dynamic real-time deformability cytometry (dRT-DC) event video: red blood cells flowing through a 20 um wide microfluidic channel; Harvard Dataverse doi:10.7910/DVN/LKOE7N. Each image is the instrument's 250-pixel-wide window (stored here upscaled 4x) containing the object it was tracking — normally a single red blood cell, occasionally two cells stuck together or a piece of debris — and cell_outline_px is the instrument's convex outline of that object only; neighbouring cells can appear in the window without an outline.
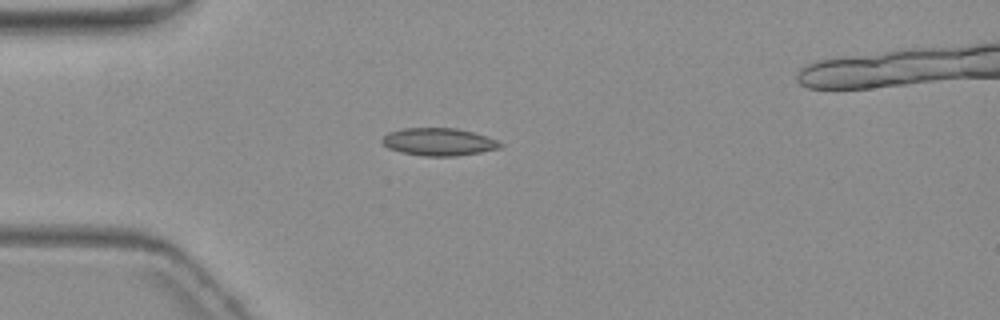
{"species": "common noctule bat (a hibernating species)", "species_latin": "Nyctalus noctula", "temperature_condition": "warm", "stored_images_in_passage": 6, "camera_frame_rate_fps": 3000, "um_per_image_px": 0.085, "animal": {"sex": "female", "body_mass_g": 19.3, "forearm_length_mm": 54.1}, "frame": {"image": 1, "passage_image": 4, "time_ms": 3.667, "image_size_px": [1000, 320], "cell_outline_px": [[504, 144], [500, 148], [480, 152], [456, 156], [424, 156], [400, 152], [388, 148], [380, 140], [388, 132], [404, 128], [456, 128], [488, 136]], "centroid_in_image_um": [37.29, 12.06], "position_along_channel_um": 47.7, "area_um2": 19.02}}
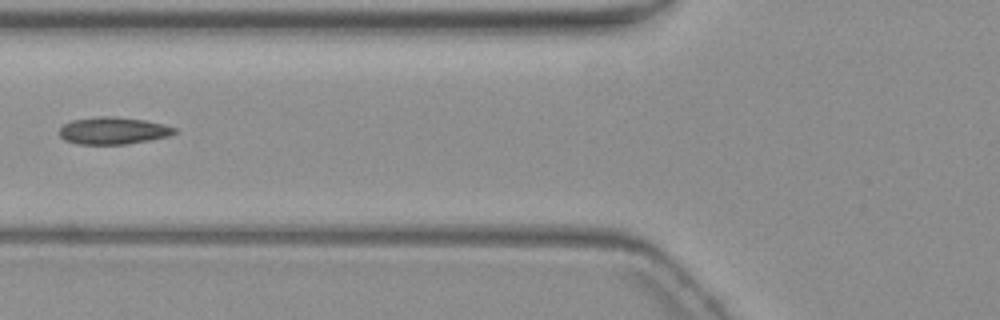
{"frame": {"image": 2, "passage_image": 6, "time_ms": 6.0, "image_size_px": [1000, 320], "cell_outline_px": [[176, 132], [168, 136], [152, 140], [124, 144], [76, 144], [64, 140], [56, 132], [64, 124], [72, 120], [100, 116], [112, 116], [144, 120], [164, 124], [176, 128]], "centroid_in_image_um": [9.59, 11.11], "position_along_channel_um": 116.2, "area_um2": 18.32}}